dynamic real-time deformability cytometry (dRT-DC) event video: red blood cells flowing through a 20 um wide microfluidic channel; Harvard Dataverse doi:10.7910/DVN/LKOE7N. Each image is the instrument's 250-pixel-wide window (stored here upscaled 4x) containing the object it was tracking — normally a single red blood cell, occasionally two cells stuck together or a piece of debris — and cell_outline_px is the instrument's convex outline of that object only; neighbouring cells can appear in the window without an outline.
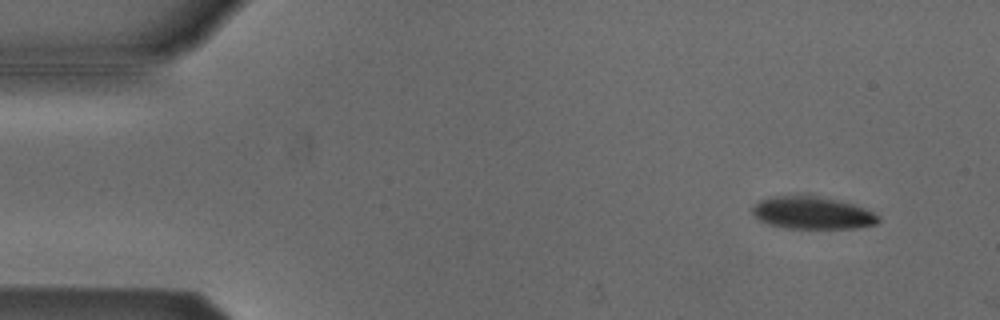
{"species": "Egyptian fruit bat (a non-hibernating species)", "species_latin": "Rousettus aegyptiacus", "temperature_condition": "cold", "stored_images_in_passage": 50, "camera_frame_rate_fps": 3000, "um_per_image_px": 0.085, "animal": {"sex": "male"}, "frame": {"image": 1, "passage_image": 1, "time_ms": 0.0, "image_size_px": [1000, 320], "cell_outline_px": [[880, 220], [876, 224], [856, 228], [788, 228], [768, 224], [760, 220], [752, 212], [752, 204], [768, 196], [816, 196], [840, 200], [864, 208], [880, 216]], "centroid_in_image_um": [69.04, 18.09], "position_along_channel_um": 16.0, "area_um2": 23.76}}
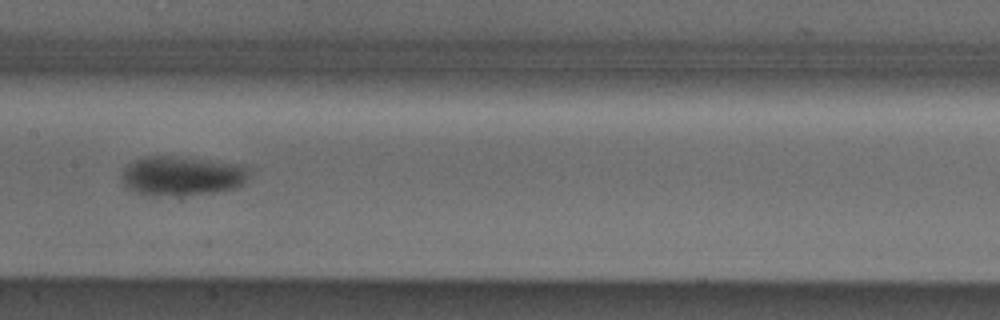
{"frame": {"image": 2, "passage_image": 23, "time_ms": 7.333, "image_size_px": [1000, 320], "cell_outline_px": [[248, 180], [244, 184], [236, 188], [212, 192], [168, 196], [152, 196], [136, 192], [128, 188], [124, 184], [124, 168], [128, 164], [144, 156], [172, 156], [208, 160], [236, 164], [248, 168]], "centroid_in_image_um": [15.47, 14.95], "position_along_channel_um": 191.9, "area_um2": 28.96}}
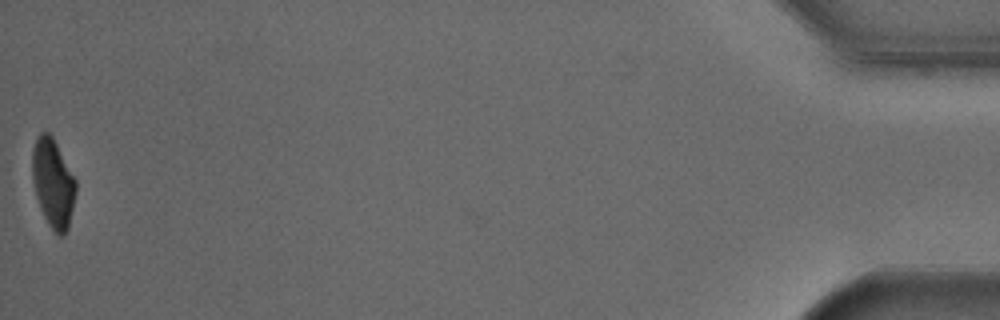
{"frame": {"image": 3, "passage_image": 50, "time_ms": 16.333, "image_size_px": [1000, 320], "cell_outline_px": [[76, 192], [68, 228], [64, 236], [60, 236], [48, 224], [40, 208], [36, 196], [32, 180], [32, 148], [36, 136], [40, 132], [48, 132], [52, 136], [76, 180]], "centroid_in_image_um": [4.49, 15.54], "position_along_channel_um": 430.7, "area_um2": 22.48}, "authors_computed_cell_mechanics": {"area_um2": 26.588, "velocity_mm_per_s": 3.8064, "shape_relaxation_time_tau1_ms": 2.666, "shape_relaxation_time_tau2_ms": 7.0582, "deformation_change_tau1": 0.1126, "deformation_change_tau2": 0.0625}}